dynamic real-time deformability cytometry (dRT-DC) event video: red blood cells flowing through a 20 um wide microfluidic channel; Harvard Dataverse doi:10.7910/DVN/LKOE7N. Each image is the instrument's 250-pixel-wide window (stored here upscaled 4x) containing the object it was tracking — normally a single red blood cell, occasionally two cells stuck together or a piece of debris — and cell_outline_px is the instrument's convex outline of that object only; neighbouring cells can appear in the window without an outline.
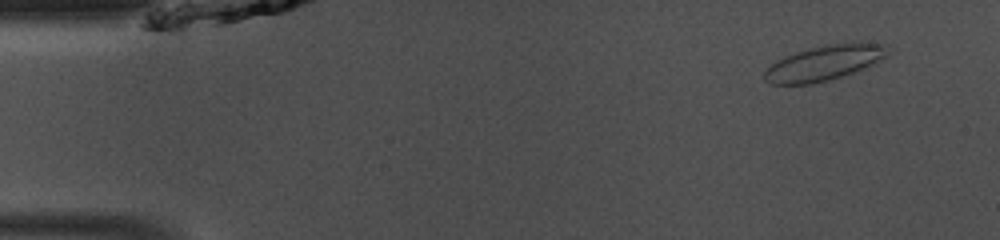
{"species": "common noctule bat (a hibernating species)", "species_latin": "Nyctalus noctula", "temperature_condition": "room temperature", "stored_images_in_passage": 20, "camera_frame_rate_fps": 3000, "um_per_image_px": 0.085, "animal": {"sex": "male", "body_mass_g": 13.0, "forearm_length_mm": 53.1}, "frame": {"image": 1, "passage_image": 4, "time_ms": 1.0, "image_size_px": [1000, 240], "cell_outline_px": [[892, 52], [888, 56], [872, 64], [852, 72], [828, 80], [812, 84], [772, 84], [764, 80], [764, 72], [776, 60], [784, 56], [808, 48], [824, 44], [852, 40], [888, 44]], "centroid_in_image_um": [70.14, 5.29], "position_along_channel_um": 14.9, "area_um2": 25.78}}
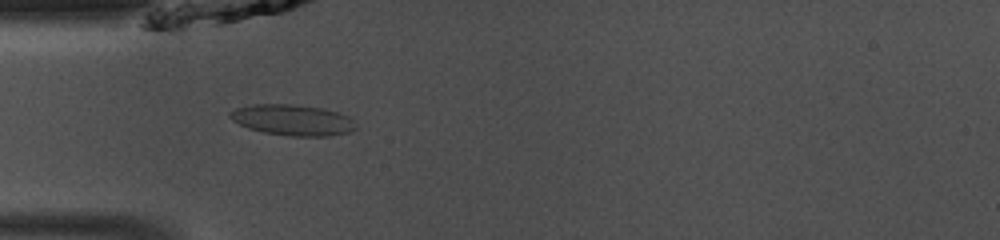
{"frame": {"image": 2, "passage_image": 14, "time_ms": 4.333, "image_size_px": [1000, 240], "cell_outline_px": [[356, 128], [352, 132], [328, 136], [288, 136], [264, 132], [248, 128], [232, 120], [228, 116], [228, 112], [236, 108], [252, 104], [292, 104], [324, 108], [348, 116], [352, 120]], "centroid_in_image_um": [24.85, 10.2], "position_along_channel_um": 60.1, "area_um2": 22.72}}
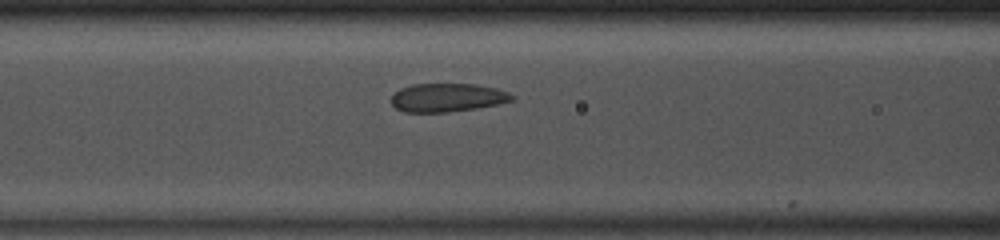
{"frame": {"image": 3, "passage_image": 19, "time_ms": 6.0, "image_size_px": [1000, 240], "cell_outline_px": [[516, 96], [512, 100], [496, 104], [476, 108], [448, 112], [404, 112], [396, 108], [392, 104], [392, 96], [400, 88], [412, 84], [472, 84], [496, 88], [508, 92]], "centroid_in_image_um": [38.01, 8.29], "position_along_channel_um": 128.6, "area_um2": 19.88}}